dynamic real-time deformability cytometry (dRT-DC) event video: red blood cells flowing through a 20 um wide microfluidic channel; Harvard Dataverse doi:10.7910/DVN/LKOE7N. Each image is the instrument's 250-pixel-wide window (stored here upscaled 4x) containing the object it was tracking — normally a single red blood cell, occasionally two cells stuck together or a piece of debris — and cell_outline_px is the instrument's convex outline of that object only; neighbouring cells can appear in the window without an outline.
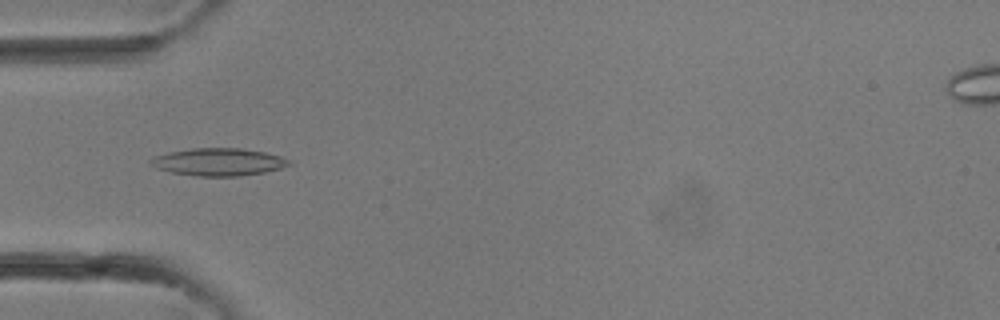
{"species": "common noctule bat (a hibernating species)", "species_latin": "Nyctalus noctula", "temperature_condition": "room temperature", "stored_images_in_passage": 32, "camera_frame_rate_fps": 3000, "um_per_image_px": 0.085, "animal": {"sex": "female"}, "frame": {"image": 1, "passage_image": 10, "time_ms": 3.0, "image_size_px": [1000, 320], "cell_outline_px": [[292, 164], [280, 168], [264, 172], [240, 176], [200, 176], [172, 172], [156, 168], [148, 164], [148, 160], [152, 156], [168, 152], [192, 148], [240, 148], [264, 152], [280, 156], [292, 160]], "centroid_in_image_um": [18.54, 13.76], "position_along_channel_um": 66.5, "area_um2": 22.31}}
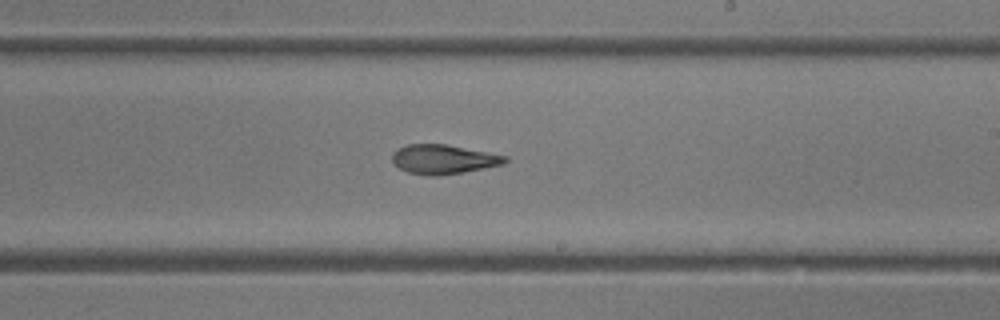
{"frame": {"image": 2, "passage_image": 19, "time_ms": 6.0, "image_size_px": [1000, 320], "cell_outline_px": [[508, 160], [504, 164], [464, 172], [436, 176], [428, 176], [408, 172], [400, 168], [392, 160], [392, 152], [408, 144], [444, 144], [488, 152], [508, 156]], "centroid_in_image_um": [37.71, 13.54], "position_along_channel_um": 251.3, "area_um2": 19.19}}
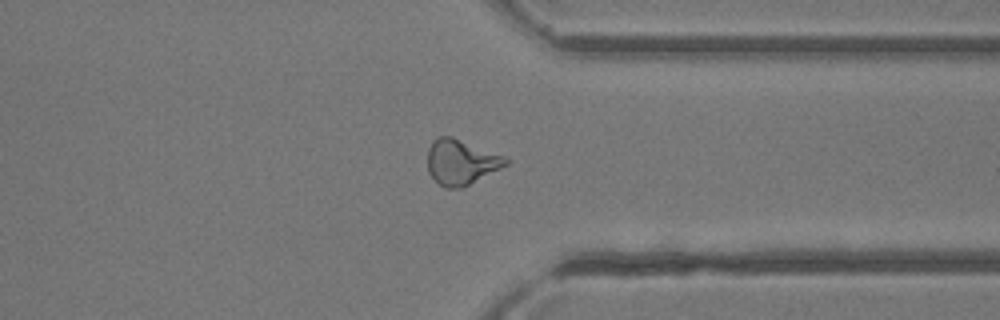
{"frame": {"image": 3, "passage_image": 25, "time_ms": 8.0, "image_size_px": [1000, 320], "cell_outline_px": [[508, 164], [464, 188], [444, 188], [428, 172], [428, 148], [432, 140], [436, 136], [452, 136], [504, 156], [508, 160]], "centroid_in_image_um": [39.17, 13.77], "position_along_channel_um": 372.2, "area_um2": 20.63}}